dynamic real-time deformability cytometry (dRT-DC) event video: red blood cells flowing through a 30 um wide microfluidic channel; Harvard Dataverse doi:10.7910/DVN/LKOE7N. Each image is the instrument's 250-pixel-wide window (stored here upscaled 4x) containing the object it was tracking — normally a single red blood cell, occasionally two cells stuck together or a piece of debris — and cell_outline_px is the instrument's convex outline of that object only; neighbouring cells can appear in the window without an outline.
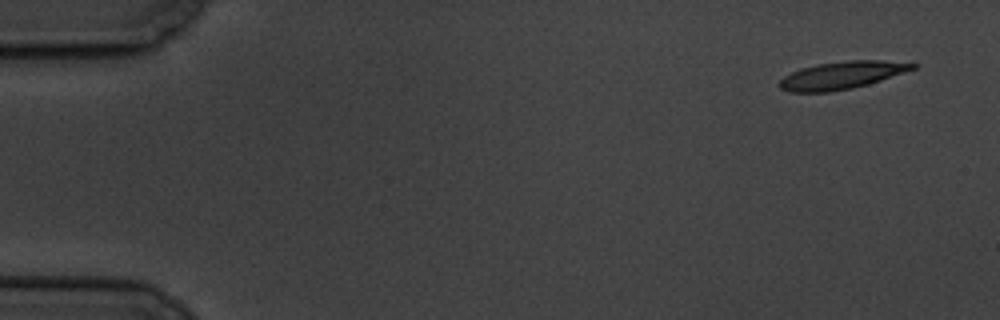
{"species": "common noctule bat (a hibernating species)", "species_latin": "Nyctalus noctula", "temperature_condition": "cold", "stored_images_in_passage": 7, "camera_frame_rate_fps": 3000, "um_per_image_px": 0.085, "animal": {"sex": "male", "body_mass_g": 19.5, "forearm_length_mm": 54.6}, "frame": {"image": 1, "passage_image": 1, "time_ms": 0.0, "image_size_px": [1000, 320], "cell_outline_px": [[920, 64], [916, 68], [868, 84], [852, 88], [828, 92], [788, 92], [780, 88], [776, 84], [784, 76], [800, 68], [820, 64], [848, 60], [880, 60]], "centroid_in_image_um": [71.51, 6.4], "position_along_channel_um": 13.5, "area_um2": 21.27}}
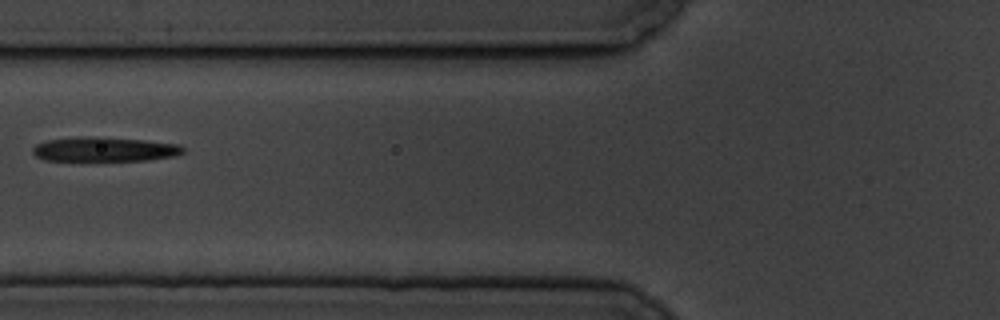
{"frame": {"image": 2, "passage_image": 7, "time_ms": 6.667, "image_size_px": [1000, 320], "cell_outline_px": [[184, 152], [176, 156], [148, 160], [44, 160], [36, 156], [32, 152], [32, 148], [36, 144], [44, 140], [80, 136], [104, 136], [144, 140], [180, 144], [184, 148]], "centroid_in_image_um": [8.88, 12.67], "position_along_channel_um": 116.9, "area_um2": 21.73}}